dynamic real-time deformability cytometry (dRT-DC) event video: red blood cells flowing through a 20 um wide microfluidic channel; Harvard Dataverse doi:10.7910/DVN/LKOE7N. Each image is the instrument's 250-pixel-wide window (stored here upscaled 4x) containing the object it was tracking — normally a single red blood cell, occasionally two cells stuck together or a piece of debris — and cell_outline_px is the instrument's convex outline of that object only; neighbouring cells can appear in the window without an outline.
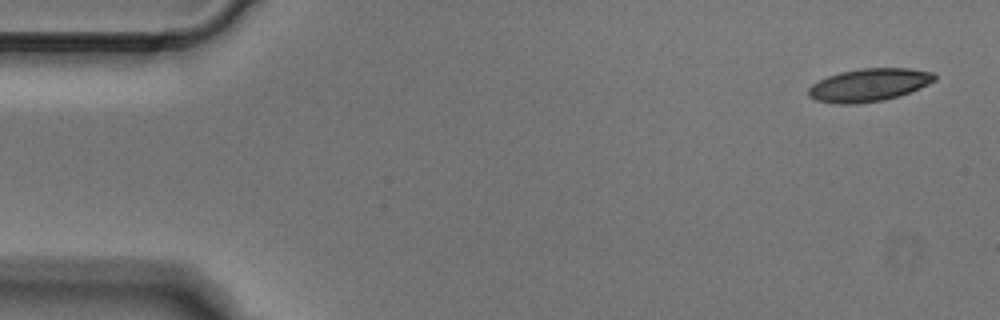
{"species": "Egyptian fruit bat (a non-hibernating species)", "species_latin": "Rousettus aegyptiacus", "temperature_condition": "cold", "stored_images_in_passage": 4, "camera_frame_rate_fps": 3000, "um_per_image_px": 0.085, "animal": {"sex": "male"}, "frame": {"image": 1, "passage_image": 1, "time_ms": 0.0, "image_size_px": [1000, 320], "cell_outline_px": [[936, 80], [920, 88], [900, 96], [884, 100], [856, 104], [836, 104], [816, 100], [808, 96], [808, 88], [812, 84], [828, 76], [840, 72], [860, 68], [908, 68], [932, 72], [936, 76]], "centroid_in_image_um": [73.86, 7.23], "position_along_channel_um": 11.1, "area_um2": 24.28}}
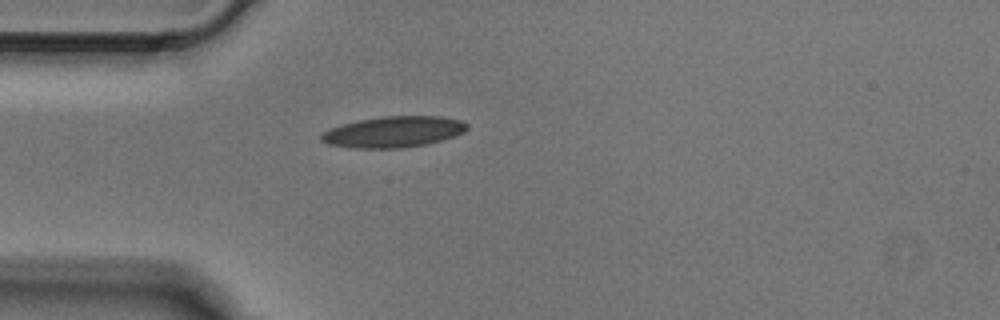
{"frame": {"image": 2, "passage_image": 4, "time_ms": 1.0, "image_size_px": [1000, 320], "cell_outline_px": [[468, 128], [464, 132], [428, 144], [400, 148], [352, 148], [328, 144], [320, 140], [320, 136], [324, 132], [332, 128], [344, 124], [360, 120], [384, 116], [440, 116], [460, 120], [468, 124]], "centroid_in_image_um": [33.46, 11.21], "position_along_channel_um": 51.5, "area_um2": 26.13}}